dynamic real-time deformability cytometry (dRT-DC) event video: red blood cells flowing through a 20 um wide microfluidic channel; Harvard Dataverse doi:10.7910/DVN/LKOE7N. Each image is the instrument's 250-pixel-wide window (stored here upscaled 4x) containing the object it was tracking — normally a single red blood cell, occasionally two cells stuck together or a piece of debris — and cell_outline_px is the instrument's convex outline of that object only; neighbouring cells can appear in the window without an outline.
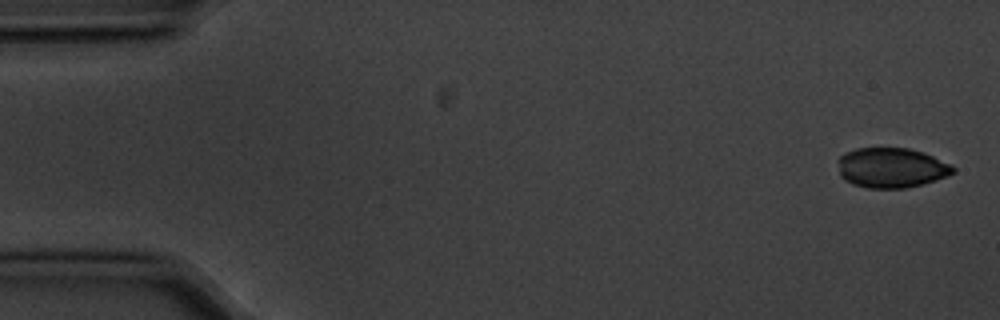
{"species": "common noctule bat (a hibernating species)", "species_latin": "Nyctalus noctula", "temperature_condition": "cold", "stored_images_in_passage": 5, "camera_frame_rate_fps": 3000, "um_per_image_px": 0.085, "animal": {"sex": "male", "body_mass_g": 20.1, "forearm_length_mm": 53.5}, "frame": {"image": 1, "passage_image": 1, "time_ms": 0.0, "image_size_px": [1000, 320], "cell_outline_px": [[956, 172], [948, 176], [936, 180], [904, 188], [868, 188], [852, 184], [844, 180], [840, 176], [836, 160], [844, 152], [856, 148], [908, 148], [932, 156], [952, 164], [956, 168]], "centroid_in_image_um": [75.74, 14.26], "position_along_channel_um": 9.3, "area_um2": 27.05}}
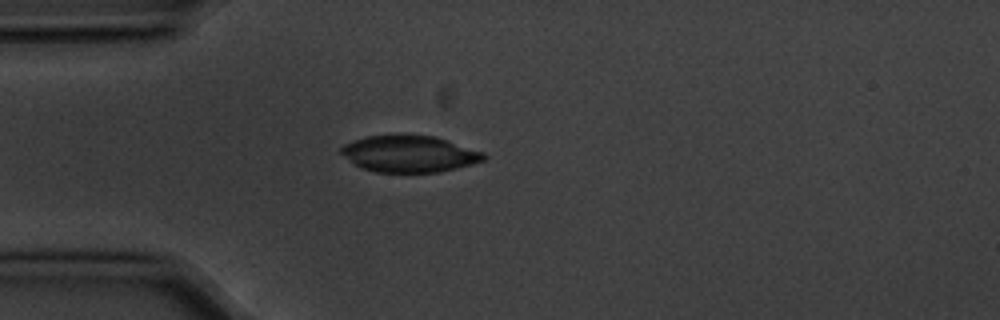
{"frame": {"image": 2, "passage_image": 4, "time_ms": 1.0, "image_size_px": [1000, 320], "cell_outline_px": [[488, 156], [484, 160], [472, 164], [440, 172], [376, 172], [360, 168], [344, 156], [340, 152], [340, 148], [344, 144], [352, 140], [364, 136], [432, 136], [484, 152]], "centroid_in_image_um": [34.77, 13.1], "position_along_channel_um": 50.2, "area_um2": 30.06}}